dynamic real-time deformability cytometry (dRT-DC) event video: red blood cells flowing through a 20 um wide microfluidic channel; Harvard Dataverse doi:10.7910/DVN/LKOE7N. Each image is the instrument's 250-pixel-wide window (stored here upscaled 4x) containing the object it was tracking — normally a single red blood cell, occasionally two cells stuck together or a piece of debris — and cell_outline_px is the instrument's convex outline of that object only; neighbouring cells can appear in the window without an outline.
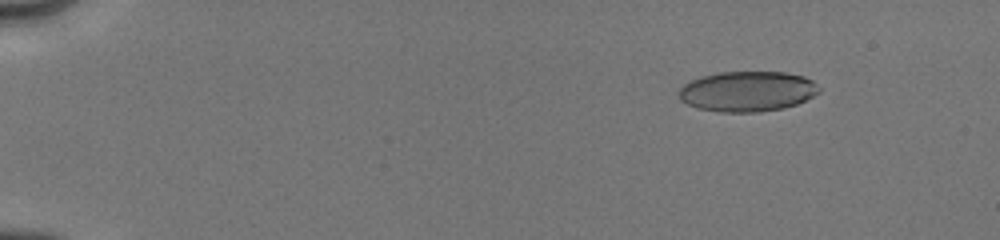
{"species": "human", "species_latin": "Homo sapiens", "temperature_condition": "cold", "stored_images_in_passage": 46, "camera_frame_rate_fps": 3000, "um_per_image_px": 0.085, "donor": {"sex": "male"}, "frame": {"image": 1, "passage_image": 8, "time_ms": 2.0, "image_size_px": [1000, 240], "cell_outline_px": [[820, 92], [796, 104], [784, 108], [756, 112], [720, 112], [696, 108], [680, 100], [680, 88], [684, 84], [700, 76], [720, 72], [784, 72], [804, 76], [812, 80], [820, 88]], "centroid_in_image_um": [63.53, 7.76], "position_along_channel_um": 21.5, "area_um2": 32.89}}
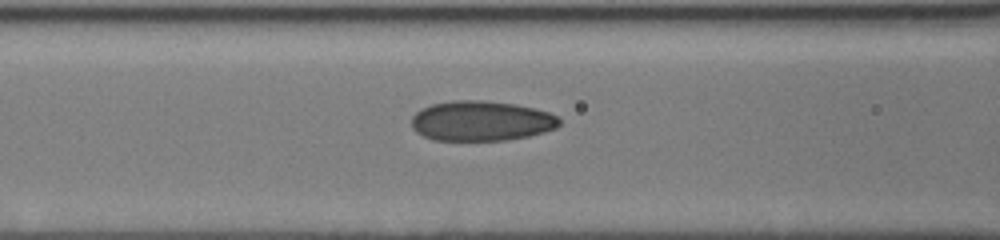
{"frame": {"image": 2, "passage_image": 29, "time_ms": 7.667, "image_size_px": [1000, 240], "cell_outline_px": [[560, 124], [556, 128], [544, 132], [528, 136], [508, 140], [432, 140], [416, 132], [412, 128], [412, 116], [420, 108], [432, 104], [452, 100], [480, 100], [516, 104], [536, 108], [548, 112], [556, 116], [560, 120]], "centroid_in_image_um": [40.89, 10.27], "position_along_channel_um": 125.7, "area_um2": 34.68}}
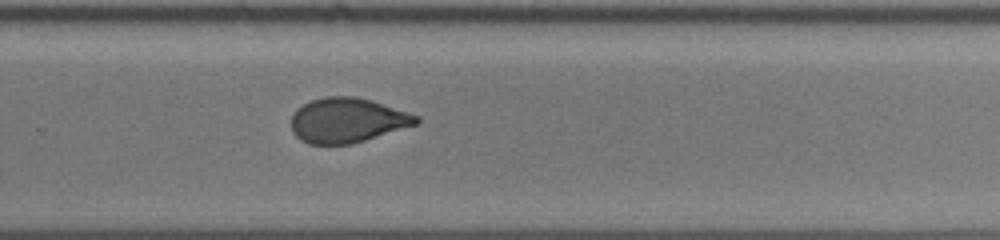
{"frame": {"image": 3, "passage_image": 45, "time_ms": 12.0, "image_size_px": [1000, 240], "cell_outline_px": [[420, 120], [416, 124], [352, 144], [308, 144], [300, 140], [292, 132], [292, 112], [296, 108], [312, 100], [324, 96], [356, 96], [372, 100], [420, 116]], "centroid_in_image_um": [29.5, 10.21], "position_along_channel_um": 300.3, "area_um2": 32.66}}